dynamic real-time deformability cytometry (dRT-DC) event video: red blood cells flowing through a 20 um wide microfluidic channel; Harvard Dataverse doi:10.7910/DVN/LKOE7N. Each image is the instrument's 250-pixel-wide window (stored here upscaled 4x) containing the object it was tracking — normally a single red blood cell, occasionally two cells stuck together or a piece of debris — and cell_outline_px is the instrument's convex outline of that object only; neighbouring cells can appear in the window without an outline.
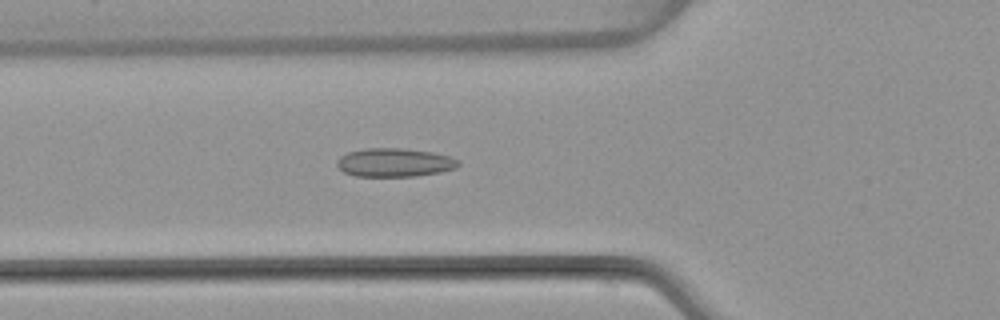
{"species": "common noctule bat (a hibernating species)", "species_latin": "Nyctalus noctula", "temperature_condition": "warm", "stored_images_in_passage": 52, "camera_frame_rate_fps": 3000, "um_per_image_px": 0.085, "animal": {"sex": "female", "body_mass_g": 22.7, "forearm_length_mm": 54.2}, "frame": {"image": 1, "passage_image": 19, "time_ms": 6.0, "image_size_px": [1000, 320], "cell_outline_px": [[460, 164], [456, 168], [440, 172], [416, 176], [356, 176], [344, 172], [336, 164], [336, 160], [340, 156], [348, 152], [364, 148], [404, 148], [432, 152], [448, 156], [460, 160]], "centroid_in_image_um": [33.53, 13.81], "position_along_channel_um": 92.3, "area_um2": 20.29}}
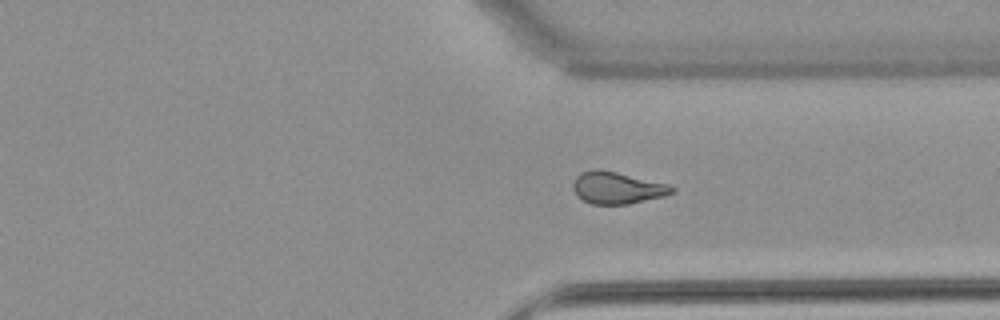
{"frame": {"image": 2, "passage_image": 39, "time_ms": 12.667, "image_size_px": [1000, 320], "cell_outline_px": [[676, 192], [664, 196], [628, 204], [592, 204], [576, 196], [572, 188], [572, 184], [576, 176], [580, 172], [596, 168], [600, 168], [668, 184], [676, 188]], "centroid_in_image_um": [52.44, 15.95], "position_along_channel_um": 359.0, "area_um2": 18.61}}
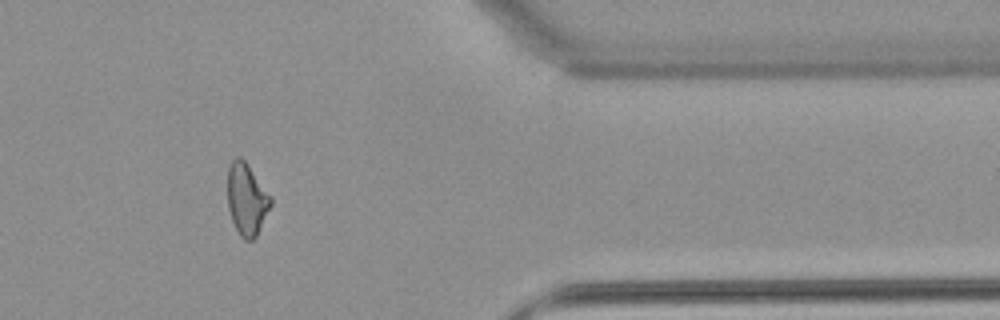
{"frame": {"image": 3, "passage_image": 43, "time_ms": 14.0, "image_size_px": [1000, 320], "cell_outline_px": [[272, 204], [256, 236], [252, 240], [244, 240], [240, 236], [232, 220], [228, 208], [228, 168], [232, 160], [236, 156], [240, 156], [248, 164], [272, 196]], "centroid_in_image_um": [20.98, 16.91], "position_along_channel_um": 390.4, "area_um2": 18.15}, "authors_computed_cell_mechanics": {"area_um2": 19.0451, "velocity_mm_per_s": 3.9956, "shape_relaxation_time_tau1_ms": null, "shape_relaxation_time_tau2_ms": 1.8195, "deformation_change_tau1": null, "deformation_change_tau2": 0.0803}}